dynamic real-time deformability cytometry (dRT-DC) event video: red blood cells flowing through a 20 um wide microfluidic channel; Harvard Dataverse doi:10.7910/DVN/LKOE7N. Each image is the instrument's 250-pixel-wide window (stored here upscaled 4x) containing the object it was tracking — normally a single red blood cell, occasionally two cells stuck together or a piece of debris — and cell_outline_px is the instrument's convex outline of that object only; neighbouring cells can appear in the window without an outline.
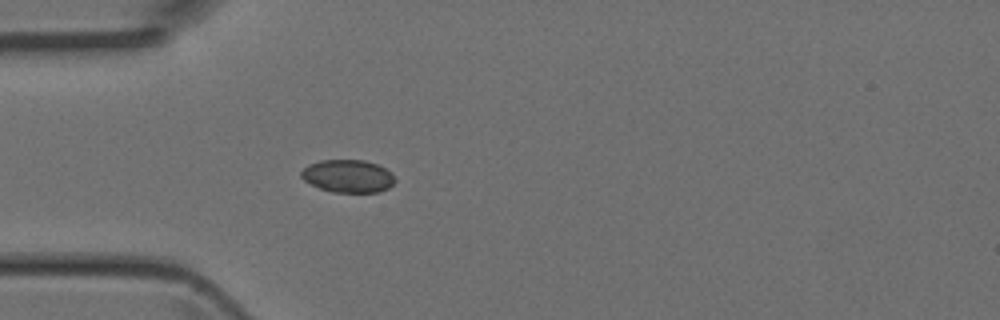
{"species": "Egyptian fruit bat (a non-hibernating species)", "species_latin": "Rousettus aegyptiacus", "temperature_condition": "room temperature", "stored_images_in_passage": 4, "camera_frame_rate_fps": 3000, "um_per_image_px": 0.085, "animal": {"sex": "female"}, "frame": {"image": 1, "passage_image": 4, "time_ms": 1.0, "image_size_px": [1000, 320], "cell_outline_px": [[396, 180], [388, 188], [380, 192], [332, 192], [320, 188], [304, 180], [300, 176], [300, 172], [308, 164], [320, 160], [364, 160], [376, 164], [392, 172]], "centroid_in_image_um": [29.58, 14.96], "position_along_channel_um": 55.4, "area_um2": 17.92}}